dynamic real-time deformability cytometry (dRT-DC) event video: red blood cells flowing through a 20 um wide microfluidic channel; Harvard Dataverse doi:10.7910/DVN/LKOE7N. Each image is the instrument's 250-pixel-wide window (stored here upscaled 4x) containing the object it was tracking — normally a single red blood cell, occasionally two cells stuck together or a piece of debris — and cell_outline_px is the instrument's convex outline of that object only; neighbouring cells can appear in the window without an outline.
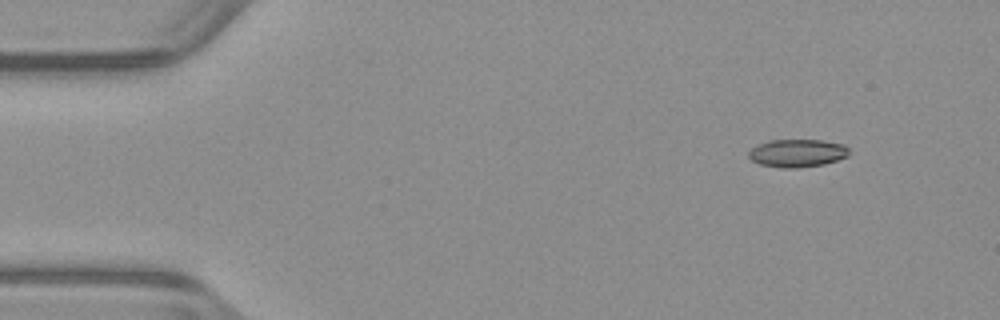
{"species": "common noctule bat (a hibernating species)", "species_latin": "Nyctalus noctula", "temperature_condition": "warm", "stored_images_in_passage": 48, "camera_frame_rate_fps": 3000, "um_per_image_px": 0.085, "animal": {"sex": "male", "body_mass_g": 23.1, "forearm_length_mm": 52.7}, "frame": {"image": 1, "passage_image": 1, "time_ms": 0.0, "image_size_px": [1000, 320], "cell_outline_px": [[848, 156], [824, 164], [796, 168], [784, 168], [760, 164], [752, 160], [748, 156], [748, 152], [752, 148], [768, 140], [820, 140], [844, 144], [848, 148]], "centroid_in_image_um": [67.77, 13.01], "position_along_channel_um": 17.2, "area_um2": 16.18}}
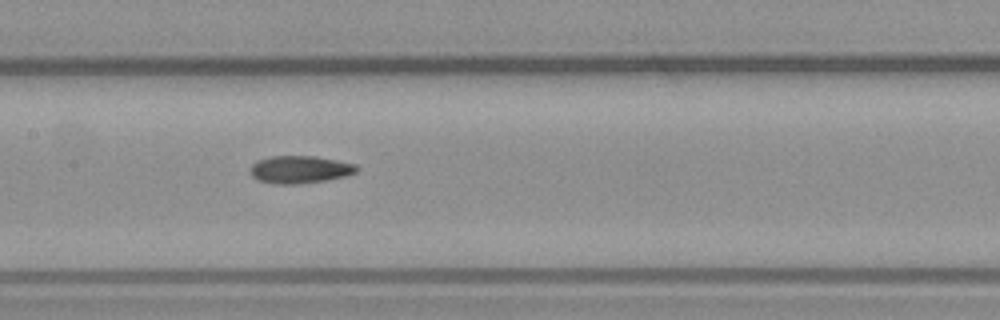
{"frame": {"image": 2, "passage_image": 21, "time_ms": 6.667, "image_size_px": [1000, 320], "cell_outline_px": [[360, 168], [356, 172], [348, 176], [328, 180], [296, 184], [272, 184], [256, 180], [252, 176], [248, 168], [256, 160], [272, 156], [316, 156], [356, 164]], "centroid_in_image_um": [25.47, 14.41], "position_along_channel_um": 181.9, "area_um2": 17.46}}
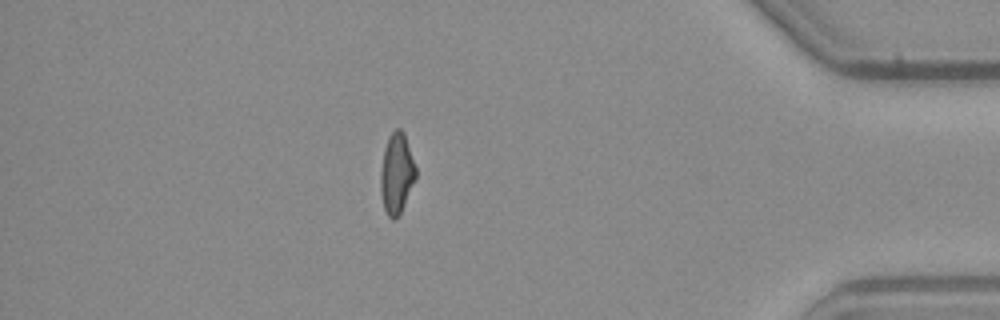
{"frame": {"image": 3, "passage_image": 41, "time_ms": 13.333, "image_size_px": [1000, 320], "cell_outline_px": [[416, 176], [404, 204], [400, 212], [392, 220], [388, 216], [384, 208], [380, 192], [380, 172], [384, 148], [388, 136], [396, 128], [400, 128], [404, 132], [416, 168]], "centroid_in_image_um": [33.69, 14.7], "position_along_channel_um": 401.5, "area_um2": 16.36}, "authors_computed_cell_mechanics": {"area_um2": 16.8198, "velocity_mm_per_s": 3.9729, "shape_relaxation_time_tau1_ms": null, "shape_relaxation_time_tau2_ms": 4.4939, "deformation_change_tau1": null, "deformation_change_tau2": 0.1186}}